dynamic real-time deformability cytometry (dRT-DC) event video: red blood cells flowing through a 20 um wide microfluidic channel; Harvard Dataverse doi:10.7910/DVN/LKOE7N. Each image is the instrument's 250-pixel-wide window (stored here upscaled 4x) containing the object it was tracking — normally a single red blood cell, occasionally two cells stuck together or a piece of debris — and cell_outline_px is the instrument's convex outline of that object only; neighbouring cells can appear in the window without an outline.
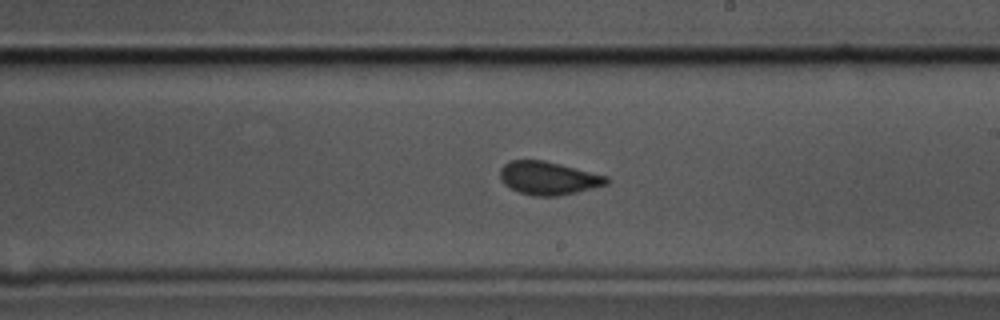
{"species": "common noctule bat (a hibernating species)", "species_latin": "Nyctalus noctula", "temperature_condition": "cold", "stored_images_in_passage": 58, "camera_frame_rate_fps": 3000, "um_per_image_px": 0.085, "animal": {"sex": "male", "body_mass_g": 17.5, "forearm_length_mm": 52.3}, "frame": {"image": 1, "passage_image": 33, "time_ms": 10.667, "image_size_px": [1000, 320], "cell_outline_px": [[608, 184], [576, 192], [556, 196], [532, 196], [520, 192], [504, 184], [500, 180], [500, 168], [508, 160], [544, 160], [608, 176]], "centroid_in_image_um": [46.58, 15.13], "position_along_channel_um": 242.4, "area_um2": 20.52}}
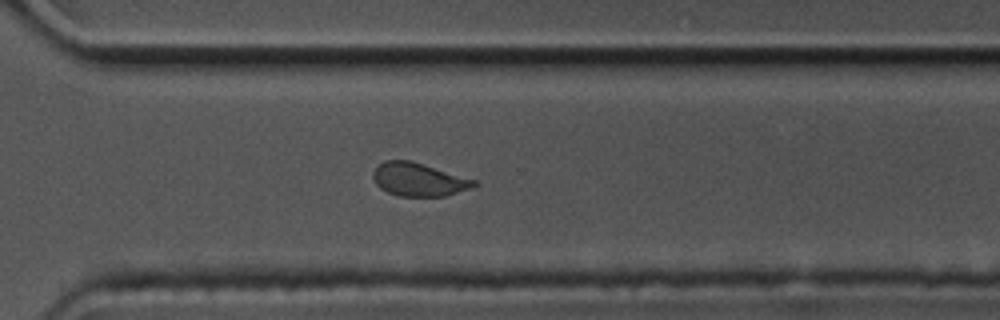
{"frame": {"image": 2, "passage_image": 41, "time_ms": 13.333, "image_size_px": [1000, 320], "cell_outline_px": [[480, 184], [472, 188], [444, 196], [396, 196], [380, 188], [376, 184], [372, 176], [372, 172], [384, 160], [412, 160], [476, 180]], "centroid_in_image_um": [35.6, 15.25], "position_along_channel_um": 335.0, "area_um2": 19.71}}
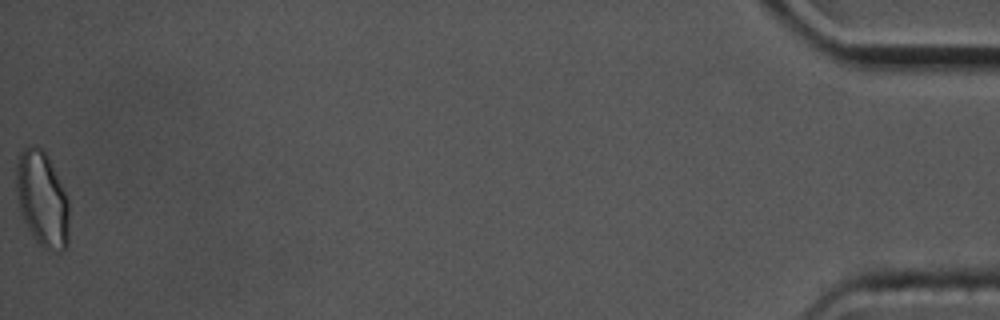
{"frame": {"image": 3, "passage_image": 58, "time_ms": 19.0, "image_size_px": [1000, 320], "cell_outline_px": [[68, 244], [60, 252], [44, 248], [32, 236], [24, 220], [20, 208], [16, 192], [16, 164], [20, 152], [28, 144], [36, 144], [48, 156], [52, 164], [68, 200]], "centroid_in_image_um": [3.57, 16.89], "position_along_channel_um": 431.6, "area_um2": 29.25}, "authors_computed_cell_mechanics": {"area_um2": 20.9525, "velocity_mm_per_s": 3.4726, "shape_relaxation_time_tau1_ms": 3.5968, "shape_relaxation_time_tau2_ms": null, "deformation_change_tau1": 0.098, "deformation_change_tau2": null}}